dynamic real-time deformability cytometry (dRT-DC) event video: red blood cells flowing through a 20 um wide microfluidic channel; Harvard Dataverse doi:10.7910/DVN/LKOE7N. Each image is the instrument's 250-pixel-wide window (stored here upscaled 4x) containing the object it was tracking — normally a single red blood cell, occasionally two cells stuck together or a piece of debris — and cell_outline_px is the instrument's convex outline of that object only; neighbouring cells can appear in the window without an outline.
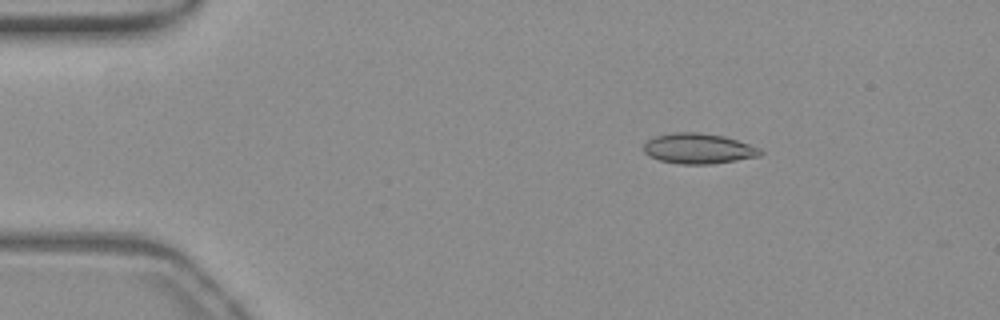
{"species": "common noctule bat (a hibernating species)", "species_latin": "Nyctalus noctula", "temperature_condition": "warm", "stored_images_in_passage": 49, "camera_frame_rate_fps": 3000, "um_per_image_px": 0.085, "animal": {"sex": "female", "body_mass_g": 19.3, "forearm_length_mm": 54.1}, "frame": {"image": 1, "passage_image": 4, "time_ms": 1.0, "image_size_px": [1000, 320], "cell_outline_px": [[764, 152], [760, 156], [736, 160], [708, 164], [680, 164], [660, 160], [648, 156], [644, 152], [644, 144], [648, 140], [656, 136], [672, 132], [696, 132], [724, 136], [760, 148]], "centroid_in_image_um": [59.36, 12.63], "position_along_channel_um": 25.6, "area_um2": 20.52}}
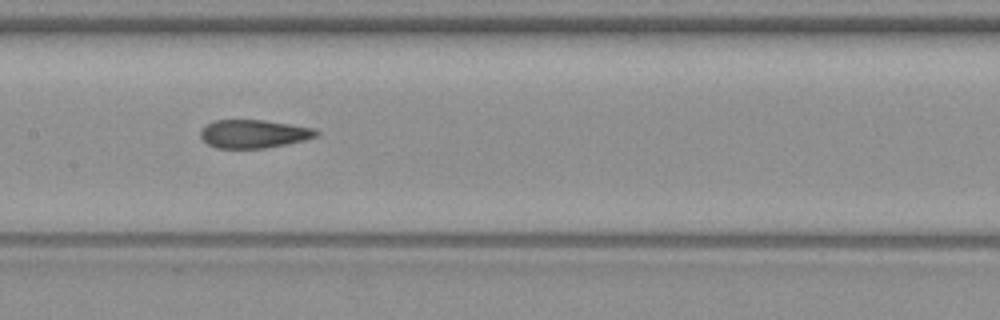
{"frame": {"image": 2, "passage_image": 22, "time_ms": 7.0, "image_size_px": [1000, 320], "cell_outline_px": [[320, 132], [316, 136], [304, 140], [264, 148], [216, 148], [208, 144], [200, 136], [200, 132], [208, 124], [216, 120], [264, 120], [312, 128]], "centroid_in_image_um": [21.55, 11.38], "position_along_channel_um": 185.9, "area_um2": 18.73}}
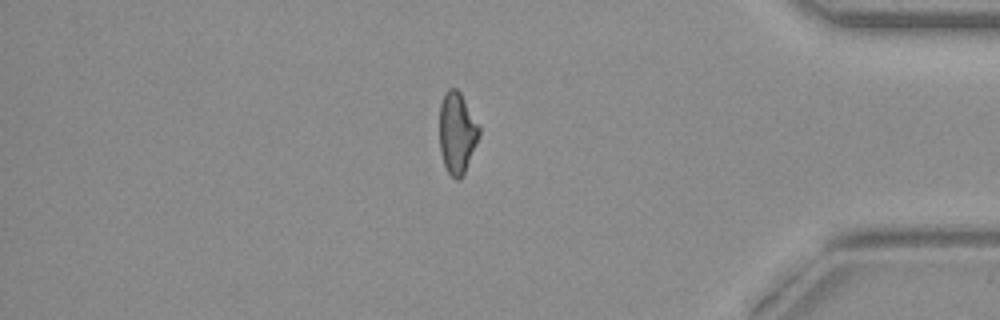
{"frame": {"image": 3, "passage_image": 41, "time_ms": 13.333, "image_size_px": [1000, 320], "cell_outline_px": [[480, 136], [464, 172], [460, 180], [456, 180], [448, 172], [444, 164], [440, 152], [440, 104], [444, 92], [448, 88], [456, 88], [460, 92], [480, 124]], "centroid_in_image_um": [38.86, 11.26], "position_along_channel_um": 396.3, "area_um2": 18.96}, "authors_computed_cell_mechanics": {"area_um2": 19.5942, "velocity_mm_per_s": 3.8378, "shape_relaxation_time_tau1_ms": null, "shape_relaxation_time_tau2_ms": 1.5743, "deformation_change_tau1": null, "deformation_change_tau2": 0.0834}}